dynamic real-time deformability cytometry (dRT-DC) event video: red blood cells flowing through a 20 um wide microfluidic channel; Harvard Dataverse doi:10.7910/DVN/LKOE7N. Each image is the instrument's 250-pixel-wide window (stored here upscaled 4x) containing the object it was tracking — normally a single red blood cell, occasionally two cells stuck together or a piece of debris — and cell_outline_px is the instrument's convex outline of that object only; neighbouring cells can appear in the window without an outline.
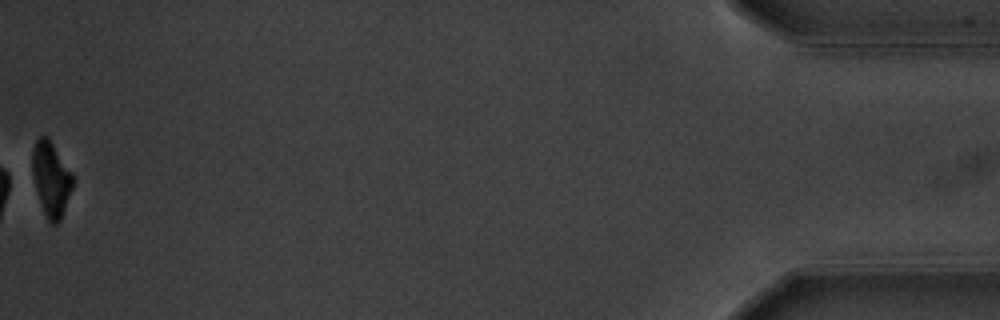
{"species": "common noctule bat (a hibernating species)", "species_latin": "Nyctalus noctula", "temperature_condition": "warm", "stored_images_in_passage": 57, "segment_of_instrument_passage": [2, 2], "camera_frame_rate_fps": 3000, "um_per_image_px": 0.085, "animal": {"sex": "male", "body_mass_g": 20.1, "forearm_length_mm": 53.5}, "frame": {"image": 1, "passage_image": 57, "time_ms": 18.667, "image_size_px": [1000, 320], "cell_outline_px": [[76, 180], [60, 220], [56, 224], [52, 224], [48, 220], [44, 212], [32, 176], [32, 148], [36, 140], [40, 136], [48, 136], [72, 172]], "centroid_in_image_um": [4.36, 15.17], "position_along_channel_um": 430.8, "area_um2": 17.69}}